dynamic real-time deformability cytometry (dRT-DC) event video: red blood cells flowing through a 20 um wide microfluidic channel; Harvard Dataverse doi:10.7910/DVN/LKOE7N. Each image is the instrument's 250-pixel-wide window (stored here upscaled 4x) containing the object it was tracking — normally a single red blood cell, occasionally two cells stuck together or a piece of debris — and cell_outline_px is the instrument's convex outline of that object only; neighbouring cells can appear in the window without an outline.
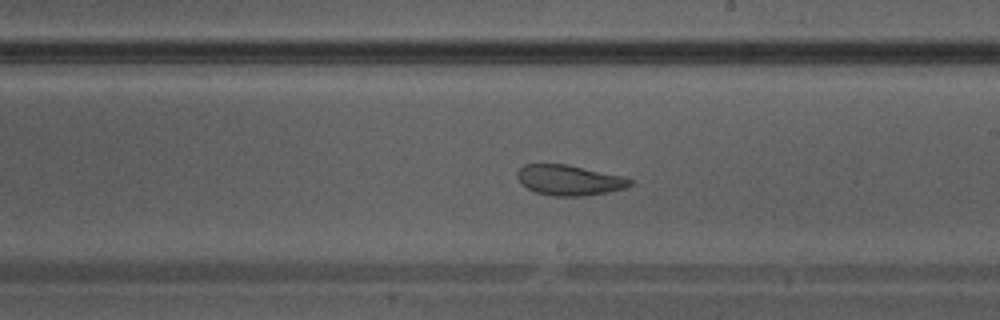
{"species": "Egyptian fruit bat (a non-hibernating species)", "species_latin": "Rousettus aegyptiacus", "temperature_condition": "warm", "stored_images_in_passage": 39, "camera_frame_rate_fps": 3000, "um_per_image_px": 0.085, "animal": {"sex": "male"}, "frame": {"image": 1, "passage_image": 23, "time_ms": 7.333, "image_size_px": [1000, 320], "cell_outline_px": [[632, 184], [624, 188], [608, 192], [580, 196], [552, 196], [536, 192], [520, 184], [516, 176], [516, 172], [524, 164], [568, 164], [624, 176], [632, 180]], "centroid_in_image_um": [48.36, 15.3], "position_along_channel_um": 240.6, "area_um2": 20.06}}